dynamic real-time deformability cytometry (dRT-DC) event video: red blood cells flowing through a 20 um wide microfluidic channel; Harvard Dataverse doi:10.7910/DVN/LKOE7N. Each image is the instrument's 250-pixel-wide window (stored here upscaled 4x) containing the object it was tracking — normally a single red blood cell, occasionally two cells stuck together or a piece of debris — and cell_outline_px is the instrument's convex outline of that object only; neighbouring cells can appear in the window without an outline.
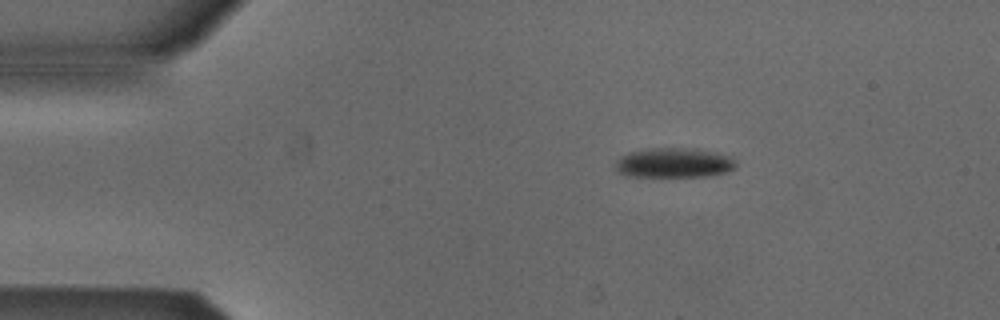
{"species": "Egyptian fruit bat (a non-hibernating species)", "species_latin": "Rousettus aegyptiacus", "temperature_condition": "cold", "stored_images_in_passage": 45, "camera_frame_rate_fps": 3000, "um_per_image_px": 0.085, "animal": {"sex": "male"}, "frame": {"image": 1, "passage_image": 1, "time_ms": 0.0, "image_size_px": [1000, 320], "cell_outline_px": [[736, 168], [728, 172], [708, 176], [624, 176], [616, 172], [612, 164], [620, 156], [632, 152], [656, 148], [684, 148], [708, 152], [728, 156], [736, 160]], "centroid_in_image_um": [57.22, 13.87], "position_along_channel_um": 27.8, "area_um2": 20.75}}
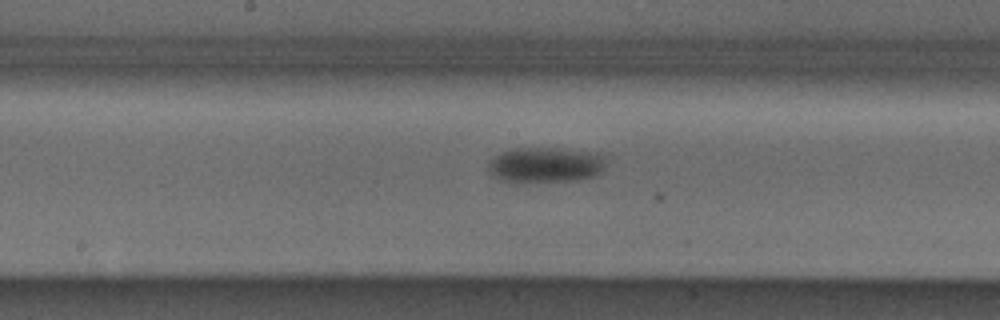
{"frame": {"image": 2, "passage_image": 19, "time_ms": 6.0, "image_size_px": [1000, 320], "cell_outline_px": [[608, 152], [604, 164], [600, 172], [592, 176], [572, 180], [500, 180], [492, 176], [488, 172], [488, 160], [500, 152], [516, 148], [556, 148]], "centroid_in_image_um": [46.4, 13.95], "position_along_channel_um": 201.8, "area_um2": 24.16}}
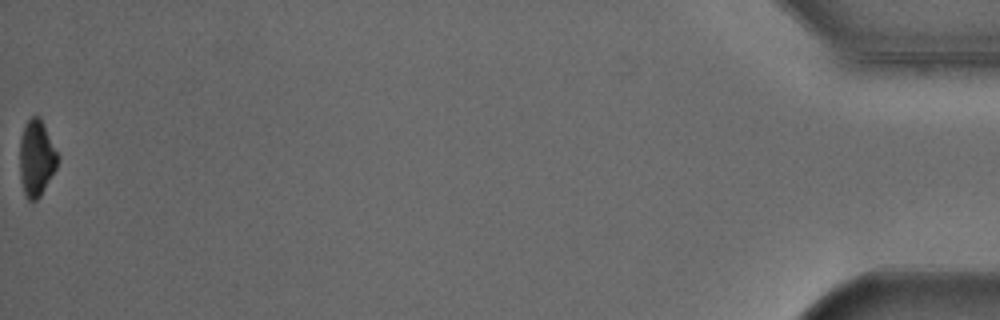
{"frame": {"image": 3, "passage_image": 45, "time_ms": 14.667, "image_size_px": [1000, 320], "cell_outline_px": [[60, 156], [56, 168], [40, 196], [36, 200], [28, 200], [24, 192], [20, 180], [20, 136], [24, 124], [32, 116], [40, 116]], "centroid_in_image_um": [3.1, 13.41], "position_along_channel_um": 432.1, "area_um2": 16.99}, "authors_computed_cell_mechanics": {"area_um2": 22.0218, "velocity_mm_per_s": 3.8722, "shape_relaxation_time_tau1_ms": 5.6895, "shape_relaxation_time_tau2_ms": null, "deformation_change_tau1": 0.1166, "deformation_change_tau2": null}}